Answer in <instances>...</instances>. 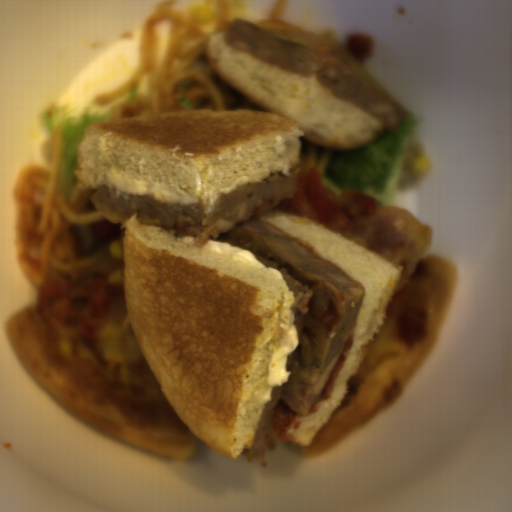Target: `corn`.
Returning a JSON list of instances; mask_svg holds the SVG:
<instances>
[{"label": "corn", "instance_id": "f1292c28", "mask_svg": "<svg viewBox=\"0 0 512 512\" xmlns=\"http://www.w3.org/2000/svg\"><path fill=\"white\" fill-rule=\"evenodd\" d=\"M108 289L124 290V269L113 271L106 280Z\"/></svg>", "mask_w": 512, "mask_h": 512}, {"label": "corn", "instance_id": "cfcad685", "mask_svg": "<svg viewBox=\"0 0 512 512\" xmlns=\"http://www.w3.org/2000/svg\"><path fill=\"white\" fill-rule=\"evenodd\" d=\"M423 154L424 155L421 156L419 159H417L416 163H415V166L418 168V170L420 172L419 176H425L430 168L429 161H428L425 153H423Z\"/></svg>", "mask_w": 512, "mask_h": 512}, {"label": "corn", "instance_id": "5cfa1b94", "mask_svg": "<svg viewBox=\"0 0 512 512\" xmlns=\"http://www.w3.org/2000/svg\"><path fill=\"white\" fill-rule=\"evenodd\" d=\"M108 251L112 256L123 260V239L113 240Z\"/></svg>", "mask_w": 512, "mask_h": 512}, {"label": "corn", "instance_id": "51d56268", "mask_svg": "<svg viewBox=\"0 0 512 512\" xmlns=\"http://www.w3.org/2000/svg\"><path fill=\"white\" fill-rule=\"evenodd\" d=\"M104 360L134 362L144 355L129 325L128 317L119 323H102L95 332Z\"/></svg>", "mask_w": 512, "mask_h": 512}]
</instances>
